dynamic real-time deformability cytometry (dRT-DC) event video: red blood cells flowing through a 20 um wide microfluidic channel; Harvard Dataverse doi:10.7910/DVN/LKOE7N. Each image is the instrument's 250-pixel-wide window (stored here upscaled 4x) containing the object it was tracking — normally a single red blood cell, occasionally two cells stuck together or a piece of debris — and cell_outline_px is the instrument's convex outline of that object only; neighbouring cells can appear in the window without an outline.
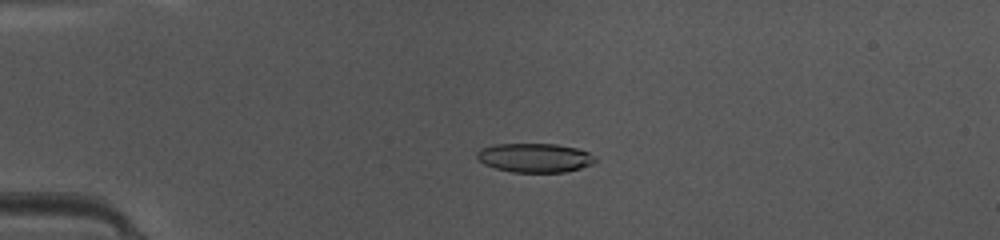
{"species": "common noctule bat (a hibernating species)", "species_latin": "Nyctalus noctula", "temperature_condition": "warm", "stored_images_in_passage": 18, "camera_frame_rate_fps": 3000, "um_per_image_px": 0.085, "animal": {"sex": "female", "body_mass_g": 10.0, "forearm_length_mm": 53.1}, "frame": {"image": 1, "passage_image": 5, "time_ms": 1.333, "image_size_px": [1000, 240], "cell_outline_px": [[596, 164], [564, 172], [512, 172], [496, 168], [484, 164], [476, 160], [476, 152], [480, 148], [496, 144], [556, 144], [576, 148], [588, 152], [596, 156]], "centroid_in_image_um": [45.45, 13.41], "position_along_channel_um": 39.5, "area_um2": 20.23}}
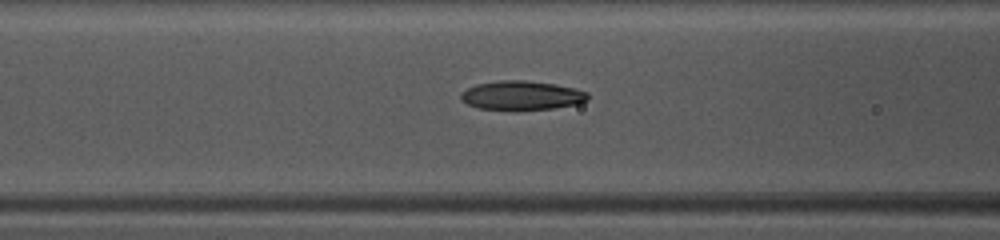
{"frame": {"image": 2, "passage_image": 13, "time_ms": 4.0, "image_size_px": [1000, 240], "cell_outline_px": [[588, 100], [576, 104], [552, 108], [516, 112], [476, 108], [460, 100], [460, 92], [476, 84], [500, 80], [524, 80], [556, 84], [576, 88], [588, 92]], "centroid_in_image_um": [44.31, 8.14], "position_along_channel_um": 122.3, "area_um2": 22.2}}
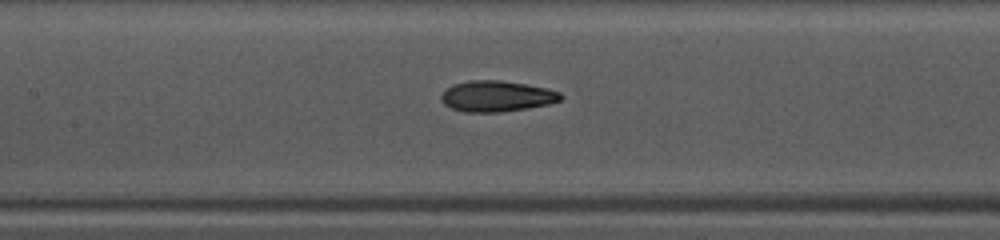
{"frame": {"image": 3, "passage_image": 16, "time_ms": 5.0, "image_size_px": [1000, 240], "cell_outline_px": [[564, 96], [560, 100], [548, 104], [528, 108], [500, 112], [464, 112], [452, 108], [444, 104], [440, 100], [440, 96], [452, 84], [468, 80], [500, 80], [528, 84], [560, 92]], "centroid_in_image_um": [42.2, 8.17], "position_along_channel_um": 165.2, "area_um2": 21.56}}